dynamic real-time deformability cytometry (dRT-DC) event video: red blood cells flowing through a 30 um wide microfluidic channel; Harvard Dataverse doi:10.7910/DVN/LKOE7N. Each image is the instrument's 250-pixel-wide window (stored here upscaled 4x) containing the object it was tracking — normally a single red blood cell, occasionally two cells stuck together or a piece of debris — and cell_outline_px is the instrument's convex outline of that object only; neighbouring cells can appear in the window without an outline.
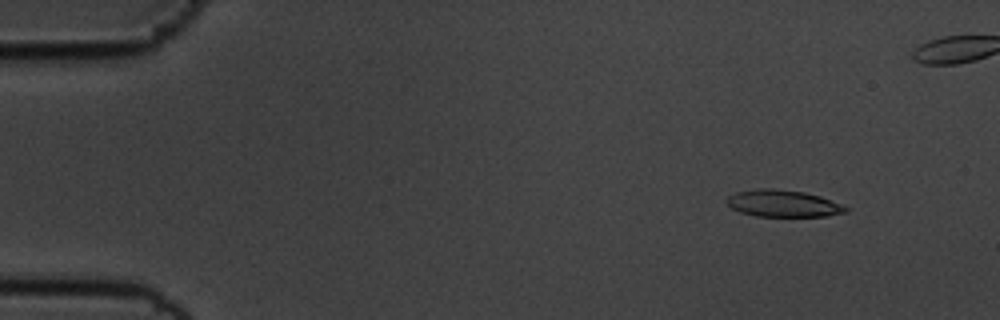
{"species": "common noctule bat (a hibernating species)", "species_latin": "Nyctalus noctula", "temperature_condition": "cold", "stored_images_in_passage": 51, "camera_frame_rate_fps": 3000, "um_per_image_px": 0.085, "animal": {"sex": "male", "body_mass_g": 19.5, "forearm_length_mm": 54.6}, "frame": {"image": 1, "passage_image": 6, "time_ms": 1.667, "image_size_px": [1000, 320], "cell_outline_px": [[848, 212], [828, 216], [756, 216], [740, 212], [732, 208], [724, 200], [728, 196], [736, 192], [760, 188], [772, 188], [804, 192], [820, 196], [840, 204], [848, 208]], "centroid_in_image_um": [66.54, 17.29], "position_along_channel_um": 18.5, "area_um2": 18.61}}
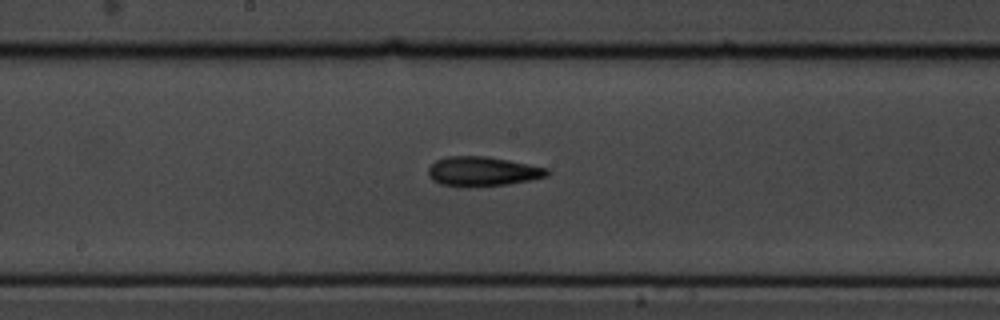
{"frame": {"image": 2, "passage_image": 30, "time_ms": 9.667, "image_size_px": [1000, 320], "cell_outline_px": [[548, 176], [508, 184], [468, 188], [440, 184], [432, 180], [428, 176], [428, 168], [436, 160], [448, 156], [488, 156], [548, 168]], "centroid_in_image_um": [40.97, 14.58], "position_along_channel_um": 207.2, "area_um2": 20.58}}
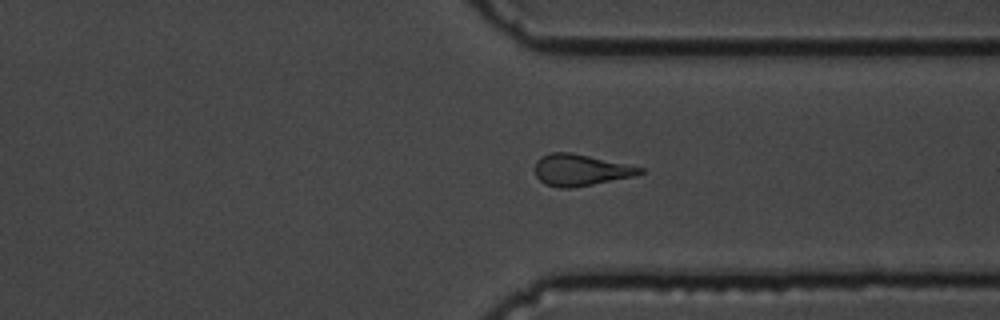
{"frame": {"image": 3, "passage_image": 43, "time_ms": 14.0, "image_size_px": [1000, 320], "cell_outline_px": [[644, 172], [636, 176], [572, 188], [560, 188], [544, 184], [536, 176], [536, 160], [540, 156], [548, 152], [568, 152], [588, 156], [644, 168]], "centroid_in_image_um": [49.32, 14.46], "position_along_channel_um": 362.1, "area_um2": 19.19}}